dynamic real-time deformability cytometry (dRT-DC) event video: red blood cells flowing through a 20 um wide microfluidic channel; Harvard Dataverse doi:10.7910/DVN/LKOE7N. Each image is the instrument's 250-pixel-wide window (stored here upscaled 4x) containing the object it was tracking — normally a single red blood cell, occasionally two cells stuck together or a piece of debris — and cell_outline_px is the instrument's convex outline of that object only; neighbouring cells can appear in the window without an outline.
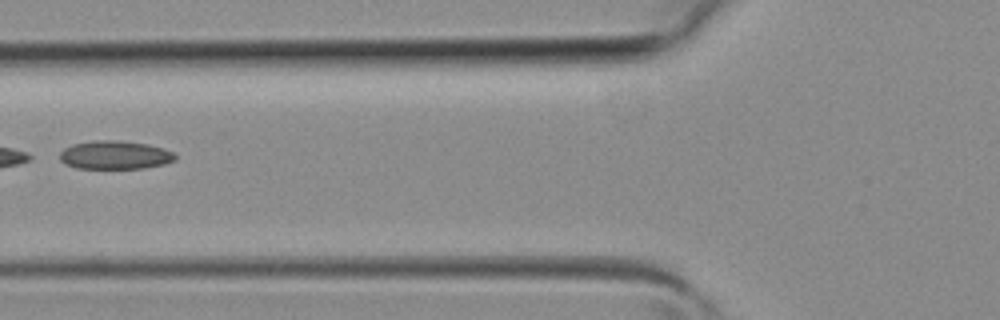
{"species": "common noctule bat (a hibernating species)", "species_latin": "Nyctalus noctula", "temperature_condition": "room temperature", "stored_images_in_passage": 5, "camera_frame_rate_fps": 3000, "um_per_image_px": 0.085, "animal": {"sex": "female", "body_mass_g": 19.3, "forearm_length_mm": 54.1}, "frame": {"image": 1, "passage_image": 5, "time_ms": 1.333, "image_size_px": [1000, 320], "cell_outline_px": [[176, 160], [164, 164], [144, 168], [76, 168], [64, 164], [60, 160], [60, 152], [64, 148], [72, 144], [96, 140], [112, 140], [148, 144], [172, 152], [176, 156]], "centroid_in_image_um": [9.73, 13.18], "position_along_channel_um": 116.1, "area_um2": 19.02}}